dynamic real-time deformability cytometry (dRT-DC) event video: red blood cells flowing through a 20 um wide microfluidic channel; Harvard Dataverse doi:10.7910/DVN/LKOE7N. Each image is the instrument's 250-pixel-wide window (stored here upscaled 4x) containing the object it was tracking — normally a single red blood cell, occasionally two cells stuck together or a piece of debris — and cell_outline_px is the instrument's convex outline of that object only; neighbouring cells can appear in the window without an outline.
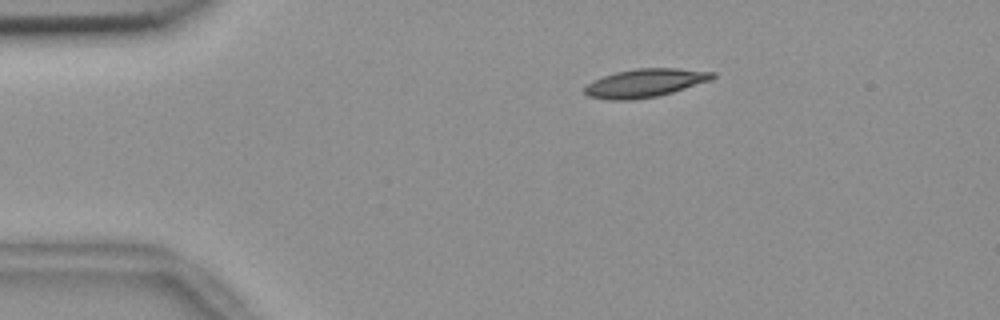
{"species": "common noctule bat (a hibernating species)", "species_latin": "Nyctalus noctula", "temperature_condition": "room temperature", "stored_images_in_passage": 52, "camera_frame_rate_fps": 3000, "um_per_image_px": 0.085, "animal": {"sex": "female", "body_mass_g": 18.4}, "frame": {"image": 1, "passage_image": 7, "time_ms": 2.0, "image_size_px": [1000, 320], "cell_outline_px": [[716, 76], [712, 80], [672, 92], [656, 96], [632, 100], [608, 100], [588, 96], [584, 92], [584, 88], [592, 80], [616, 72], [636, 68], [676, 68], [716, 72]], "centroid_in_image_um": [54.84, 7.05], "position_along_channel_um": 30.2, "area_um2": 21.15}}
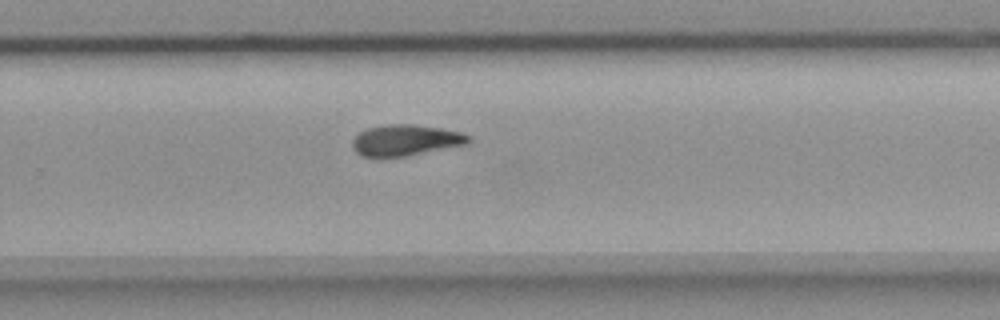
{"frame": {"image": 2, "passage_image": 33, "time_ms": 10.667, "image_size_px": [1000, 320], "cell_outline_px": [[472, 140], [468, 144], [408, 156], [380, 160], [360, 156], [356, 152], [352, 144], [352, 140], [360, 132], [368, 128], [392, 124], [412, 124], [440, 128], [460, 132], [472, 136]], "centroid_in_image_um": [34.47, 11.97], "position_along_channel_um": 295.3, "area_um2": 21.62}}
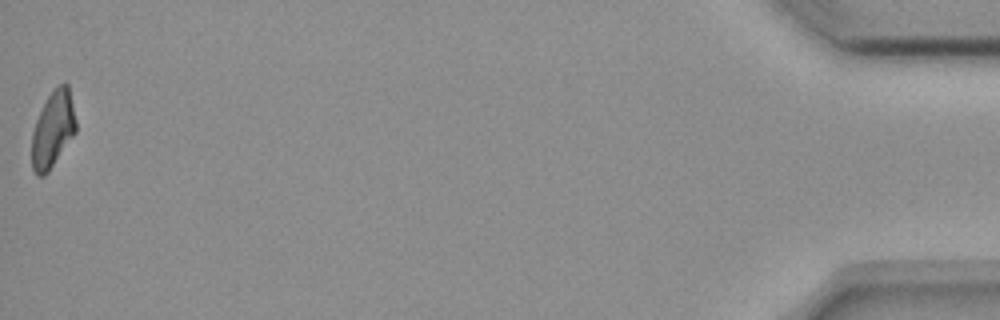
{"frame": {"image": 3, "passage_image": 52, "time_ms": 17.0, "image_size_px": [1000, 320], "cell_outline_px": [[76, 132], [48, 172], [44, 176], [36, 176], [32, 168], [32, 132], [36, 120], [48, 96], [64, 80], [68, 84], [76, 120]], "centroid_in_image_um": [4.5, 11.01], "position_along_channel_um": 430.7, "area_um2": 19.48}, "authors_computed_cell_mechanics": {"area_um2": 21.0392, "velocity_mm_per_s": 3.6655, "shape_relaxation_time_tau1_ms": 6.4761, "shape_relaxation_time_tau2_ms": 11.1108, "deformation_change_tau1": 0.1814, "deformation_change_tau2": 0.199}}